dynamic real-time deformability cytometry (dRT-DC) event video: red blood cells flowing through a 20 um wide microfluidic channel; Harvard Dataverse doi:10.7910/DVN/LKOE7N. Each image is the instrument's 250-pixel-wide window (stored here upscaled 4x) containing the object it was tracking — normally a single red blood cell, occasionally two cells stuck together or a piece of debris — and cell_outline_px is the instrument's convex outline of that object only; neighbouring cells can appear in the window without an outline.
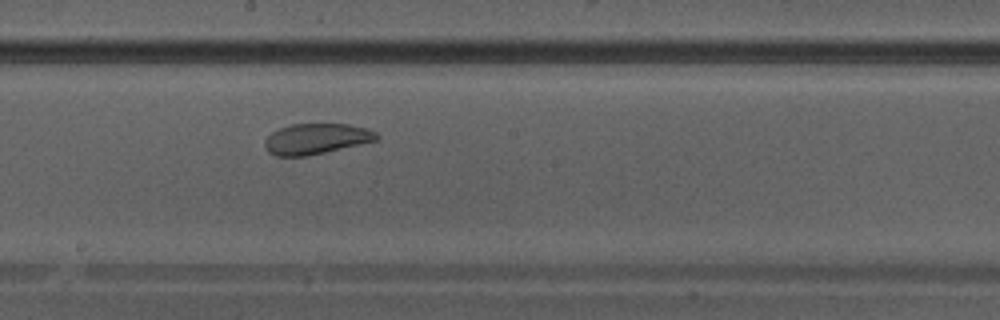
{"species": "Egyptian fruit bat (a non-hibernating species)", "species_latin": "Rousettus aegyptiacus", "temperature_condition": "warm", "stored_images_in_passage": 30, "camera_frame_rate_fps": 3000, "um_per_image_px": 0.085, "animal": {"sex": "male"}, "frame": {"image": 1, "passage_image": 13, "time_ms": 4.0, "image_size_px": [1000, 320], "cell_outline_px": [[380, 136], [376, 140], [308, 156], [276, 156], [268, 152], [264, 148], [264, 140], [272, 132], [280, 128], [292, 124], [348, 124], [368, 128], [376, 132]], "centroid_in_image_um": [26.85, 11.8], "position_along_channel_um": 221.3, "area_um2": 19.94}}